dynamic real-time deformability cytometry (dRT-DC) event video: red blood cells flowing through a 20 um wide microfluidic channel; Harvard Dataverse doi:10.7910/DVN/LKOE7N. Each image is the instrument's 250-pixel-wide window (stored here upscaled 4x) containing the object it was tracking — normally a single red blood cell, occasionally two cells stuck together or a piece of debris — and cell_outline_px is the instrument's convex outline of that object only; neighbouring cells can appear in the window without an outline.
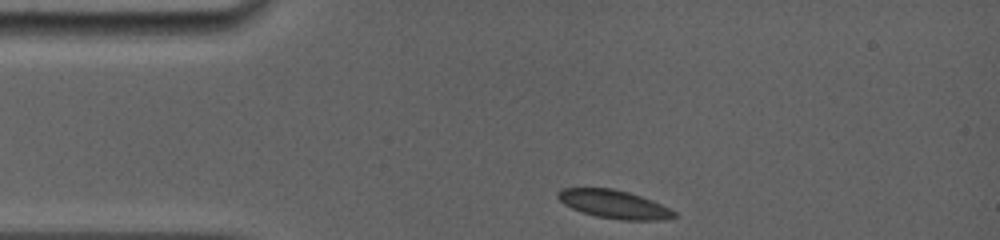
{"species": "common noctule bat (a hibernating species)", "species_latin": "Nyctalus noctula", "temperature_condition": "room temperature", "stored_images_in_passage": 31, "camera_frame_rate_fps": 5000, "um_per_image_px": 0.085, "animal": {"sex": "female", "body_mass_g": 19.0, "forearm_length_mm": 56.7}, "frame": {"image": 1, "passage_image": 1, "time_ms": 0.0, "image_size_px": [1000, 240], "cell_outline_px": [[676, 216], [660, 220], [620, 220], [596, 216], [580, 212], [564, 204], [556, 196], [560, 188], [612, 188], [628, 192], [652, 200], [676, 212]], "centroid_in_image_um": [52.16, 17.36], "position_along_channel_um": 32.8, "area_um2": 19.07}}
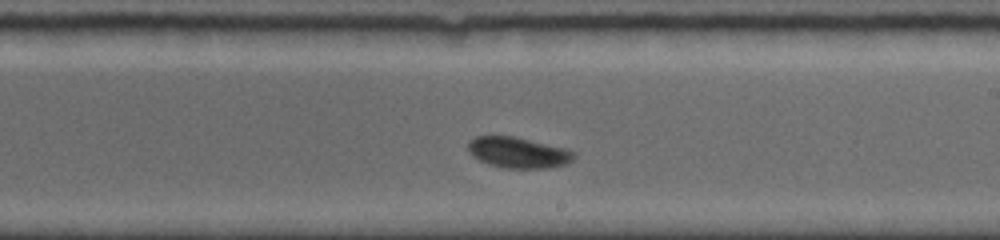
{"frame": {"image": 2, "passage_image": 14, "time_ms": 6.4, "image_size_px": [1000, 240], "cell_outline_px": [[576, 156], [572, 160], [564, 164], [552, 168], [504, 168], [488, 164], [472, 156], [468, 152], [468, 140], [476, 136], [512, 136], [568, 148], [576, 152]], "centroid_in_image_um": [44.06, 12.96], "position_along_channel_um": 244.9, "area_um2": 19.25}}
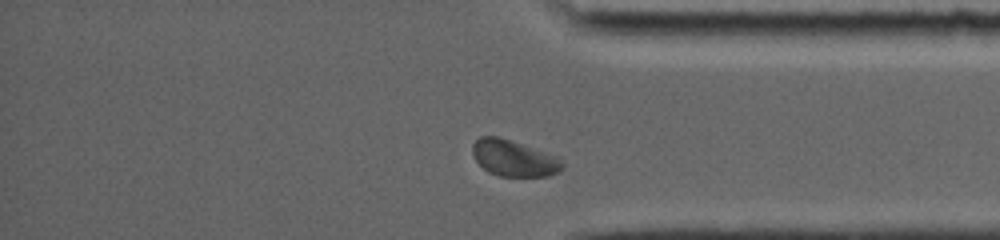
{"frame": {"image": 3, "passage_image": 27, "time_ms": 10.2, "image_size_px": [1000, 240], "cell_outline_px": [[564, 168], [560, 172], [548, 176], [500, 176], [488, 172], [476, 160], [472, 152], [472, 144], [480, 136], [500, 136], [560, 156], [564, 160]], "centroid_in_image_um": [43.74, 13.43], "position_along_channel_um": 391.5, "area_um2": 19.42}, "authors_computed_cell_mechanics": {"area_um2": 19.3052, "velocity_mm_per_s": 3.8591, "shape_relaxation_time_tau1_ms": 1.7031, "shape_relaxation_time_tau2_ms": null, "deformation_change_tau1": 0.089, "deformation_change_tau2": null}}